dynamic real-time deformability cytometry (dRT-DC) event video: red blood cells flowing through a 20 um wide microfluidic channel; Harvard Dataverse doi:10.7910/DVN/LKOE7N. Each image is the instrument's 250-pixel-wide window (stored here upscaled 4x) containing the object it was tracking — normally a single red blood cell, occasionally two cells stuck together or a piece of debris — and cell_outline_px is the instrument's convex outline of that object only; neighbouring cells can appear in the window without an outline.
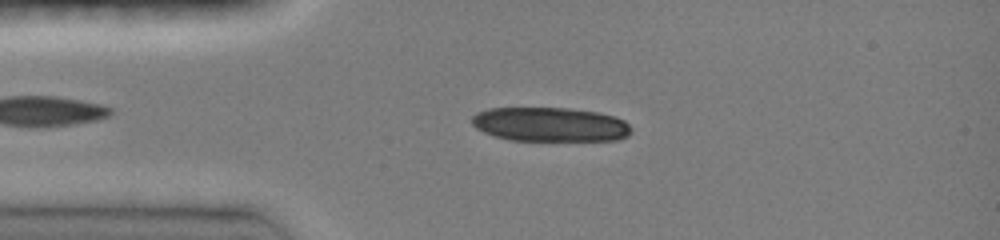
{"species": "common noctule bat (a hibernating species)", "species_latin": "Nyctalus noctula", "temperature_condition": "room temperature", "stored_images_in_passage": 45, "camera_frame_rate_fps": 3000, "um_per_image_px": 0.085, "animal": {"sex": "female", "body_mass_g": 19.0, "forearm_length_mm": 51.5}, "frame": {"image": 1, "passage_image": 9, "time_ms": 2.667, "image_size_px": [1000, 240], "cell_outline_px": [[632, 132], [628, 136], [620, 140], [508, 140], [484, 132], [476, 128], [472, 124], [472, 116], [476, 112], [488, 108], [568, 108], [596, 112], [612, 116], [624, 120], [632, 128]], "centroid_in_image_um": [46.76, 10.58], "position_along_channel_um": 38.2, "area_um2": 31.79}}